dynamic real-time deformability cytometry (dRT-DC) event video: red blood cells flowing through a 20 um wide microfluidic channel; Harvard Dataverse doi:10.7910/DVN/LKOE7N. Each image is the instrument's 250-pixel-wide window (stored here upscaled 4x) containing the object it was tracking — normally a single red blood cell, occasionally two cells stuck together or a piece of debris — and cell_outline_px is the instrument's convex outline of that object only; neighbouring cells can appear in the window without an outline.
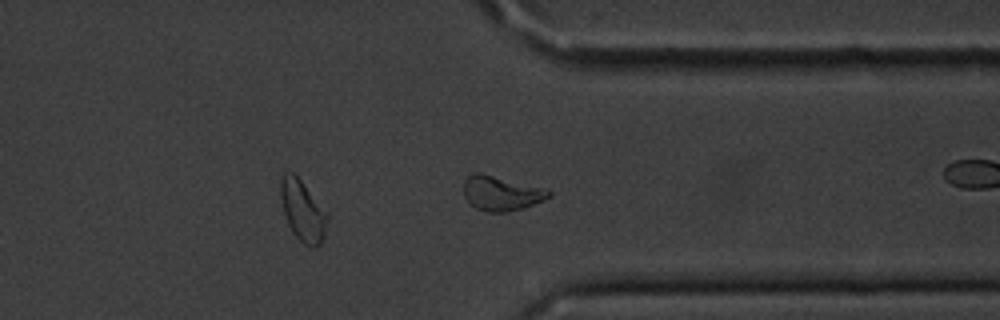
{"species": "common noctule bat (a hibernating species)", "species_latin": "Nyctalus noctula", "temperature_condition": "cold", "stored_images_in_passage": 40, "camera_frame_rate_fps": 3000, "um_per_image_px": 0.085, "animal": {"sex": "male", "body_mass_g": 20.1, "forearm_length_mm": 53.5}, "frame": {"image": 1, "passage_image": 30, "time_ms": 9.667, "image_size_px": [1000, 320], "cell_outline_px": [[552, 196], [544, 200], [524, 208], [508, 212], [488, 212], [476, 208], [468, 204], [464, 196], [464, 180], [472, 172], [480, 172], [548, 188], [552, 192]], "centroid_in_image_um": [42.63, 16.42], "position_along_channel_um": 368.8, "area_um2": 17.69}}
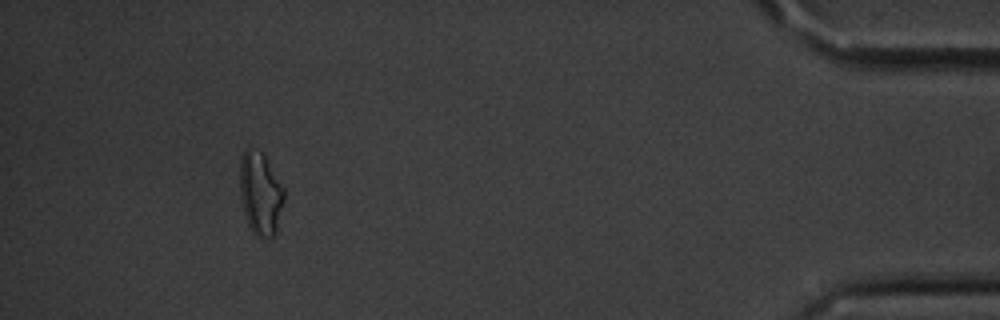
{"frame": {"image": 2, "passage_image": 36, "time_ms": 11.667, "image_size_px": [1000, 320], "cell_outline_px": [[284, 200], [276, 232], [272, 236], [256, 236], [252, 232], [248, 224], [244, 212], [240, 196], [240, 160], [244, 148], [252, 144], [264, 156], [284, 188]], "centroid_in_image_um": [22.11, 16.4], "position_along_channel_um": 413.1, "area_um2": 21.33}, "authors_computed_cell_mechanics": {"area_um2": 16.6175, "velocity_mm_per_s": 3.5917, "shape_relaxation_time_tau1_ms": 2.5913, "shape_relaxation_time_tau2_ms": null, "deformation_change_tau1": 0.1277, "deformation_change_tau2": null}}